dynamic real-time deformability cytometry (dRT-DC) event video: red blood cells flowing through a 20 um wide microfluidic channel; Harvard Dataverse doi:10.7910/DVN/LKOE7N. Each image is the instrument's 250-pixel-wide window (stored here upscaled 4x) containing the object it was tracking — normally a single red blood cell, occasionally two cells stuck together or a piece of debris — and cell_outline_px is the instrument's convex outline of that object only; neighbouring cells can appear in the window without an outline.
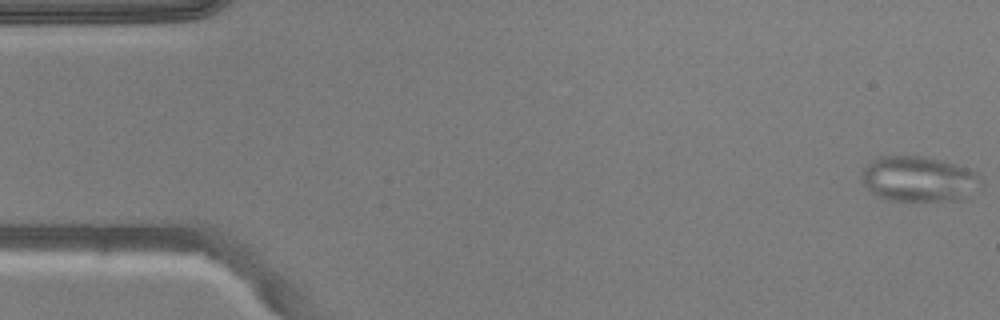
{"species": "common noctule bat (a hibernating species)", "species_latin": "Nyctalus noctula", "temperature_condition": "warm", "stored_images_in_passage": 51, "camera_frame_rate_fps": 3000, "um_per_image_px": 0.085, "animal": {"sex": "male", "body_mass_g": 20.5, "forearm_length_mm": 52.5}, "frame": {"image": 1, "passage_image": 1, "time_ms": 0.0, "image_size_px": [1000, 320], "cell_outline_px": [[984, 180], [980, 188], [968, 200], [892, 200], [876, 196], [868, 192], [860, 180], [860, 172], [872, 160], [880, 156], [924, 156], [956, 164], [976, 172]], "centroid_in_image_um": [78.12, 15.23], "position_along_channel_um": 6.9, "area_um2": 32.25}}
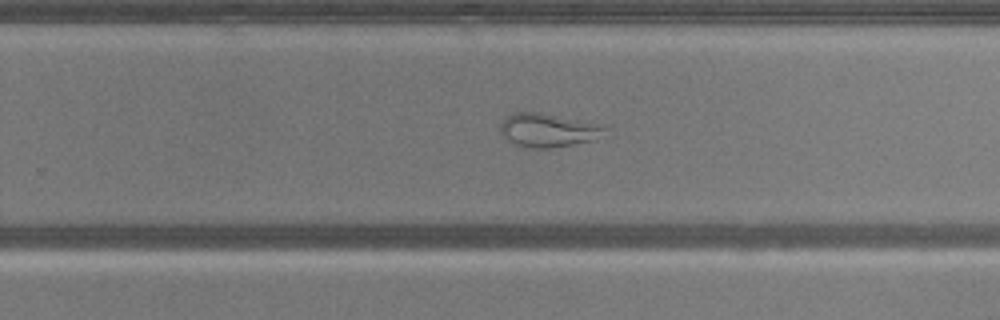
{"frame": {"image": 2, "passage_image": 32, "time_ms": 10.333, "image_size_px": [1000, 320], "cell_outline_px": [[608, 128], [592, 140], [572, 144], [548, 148], [532, 148], [516, 144], [508, 140], [500, 132], [500, 124], [512, 112], [540, 112], [600, 124]], "centroid_in_image_um": [46.54, 11.05], "position_along_channel_um": 283.3, "area_um2": 20.06}}
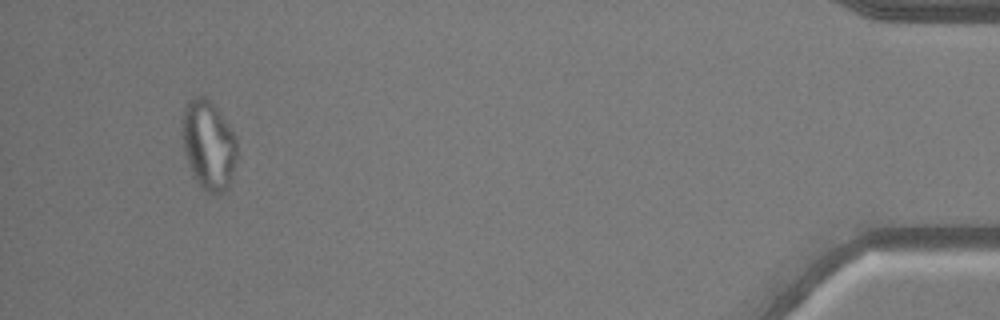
{"frame": {"image": 3, "passage_image": 48, "time_ms": 15.667, "image_size_px": [1000, 320], "cell_outline_px": [[236, 160], [228, 188], [224, 192], [216, 196], [212, 196], [192, 176], [184, 152], [184, 108], [188, 100], [192, 96], [204, 96], [212, 104], [228, 124], [236, 136]], "centroid_in_image_um": [17.74, 12.37], "position_along_channel_um": 417.5, "area_um2": 28.15}, "authors_computed_cell_mechanics": {"area_um2": 27.2238, "velocity_mm_per_s": 3.9561, "shape_relaxation_time_tau1_ms": null, "shape_relaxation_time_tau2_ms": 1.3674, "deformation_change_tau1": null, "deformation_change_tau2": 0.1027}}